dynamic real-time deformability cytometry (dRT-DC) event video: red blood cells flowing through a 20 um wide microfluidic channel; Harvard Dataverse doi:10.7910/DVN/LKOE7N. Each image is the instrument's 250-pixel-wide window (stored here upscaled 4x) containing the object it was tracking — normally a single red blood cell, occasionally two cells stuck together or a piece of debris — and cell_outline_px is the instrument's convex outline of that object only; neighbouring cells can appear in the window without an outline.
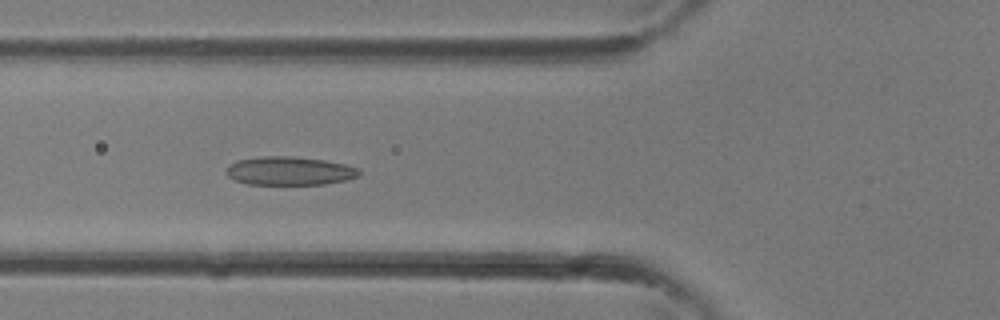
{"species": "common noctule bat (a hibernating species)", "species_latin": "Nyctalus noctula", "temperature_condition": "room temperature", "stored_images_in_passage": 33, "camera_frame_rate_fps": 3000, "um_per_image_px": 0.085, "animal": {"sex": "female"}, "frame": {"image": 1, "passage_image": 12, "time_ms": 3.667, "image_size_px": [1000, 320], "cell_outline_px": [[360, 176], [348, 180], [324, 184], [248, 184], [236, 180], [228, 176], [224, 172], [224, 168], [228, 164], [236, 160], [264, 156], [292, 156], [324, 160], [344, 164], [360, 168]], "centroid_in_image_um": [24.6, 14.52], "position_along_channel_um": 101.2, "area_um2": 22.31}}
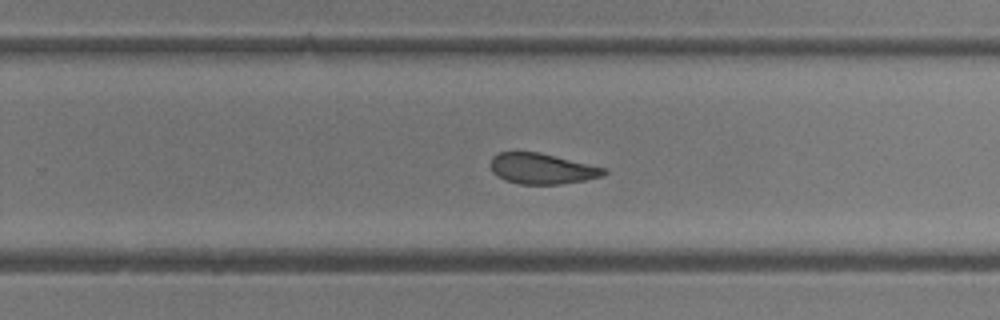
{"frame": {"image": 2, "passage_image": 21, "time_ms": 6.667, "image_size_px": [1000, 320], "cell_outline_px": [[608, 172], [604, 176], [584, 180], [560, 184], [520, 184], [504, 180], [496, 176], [492, 172], [492, 156], [500, 152], [540, 152], [608, 168]], "centroid_in_image_um": [46.11, 14.33], "position_along_channel_um": 283.7, "area_um2": 20.4}}
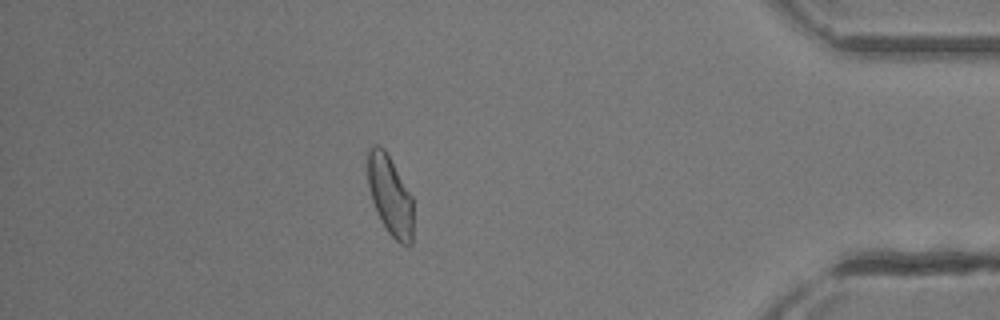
{"frame": {"image": 3, "passage_image": 29, "time_ms": 9.333, "image_size_px": [1000, 320], "cell_outline_px": [[412, 244], [408, 248], [400, 244], [388, 232], [372, 200], [368, 184], [368, 152], [372, 144], [380, 144], [384, 148], [412, 196]], "centroid_in_image_um": [33.17, 16.61], "position_along_channel_um": 402.0, "area_um2": 20.87}}